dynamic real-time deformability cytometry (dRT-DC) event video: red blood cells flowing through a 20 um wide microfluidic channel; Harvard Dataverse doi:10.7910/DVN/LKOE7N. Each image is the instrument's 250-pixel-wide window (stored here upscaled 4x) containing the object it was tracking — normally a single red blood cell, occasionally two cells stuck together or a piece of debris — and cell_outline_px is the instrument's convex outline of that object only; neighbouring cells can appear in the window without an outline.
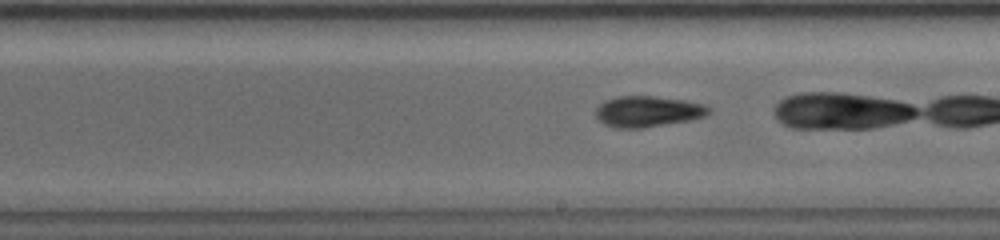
{"species": "common noctule bat (a hibernating species)", "species_latin": "Nyctalus noctula", "temperature_condition": "warm", "stored_images_in_passage": 14, "camera_frame_rate_fps": 5000, "um_per_image_px": 0.085, "animal": {"sex": "female", "body_mass_g": 19.0, "forearm_length_mm": 56.7}, "frame": {"image": 1, "passage_image": 10, "time_ms": 4.4, "image_size_px": [1000, 240], "cell_outline_px": [[712, 112], [708, 116], [688, 120], [640, 128], [616, 128], [604, 124], [596, 120], [596, 108], [604, 100], [616, 96], [656, 96], [684, 100], [704, 104], [712, 108]], "centroid_in_image_um": [55.06, 9.46], "position_along_channel_um": 233.9, "area_um2": 20.58}}